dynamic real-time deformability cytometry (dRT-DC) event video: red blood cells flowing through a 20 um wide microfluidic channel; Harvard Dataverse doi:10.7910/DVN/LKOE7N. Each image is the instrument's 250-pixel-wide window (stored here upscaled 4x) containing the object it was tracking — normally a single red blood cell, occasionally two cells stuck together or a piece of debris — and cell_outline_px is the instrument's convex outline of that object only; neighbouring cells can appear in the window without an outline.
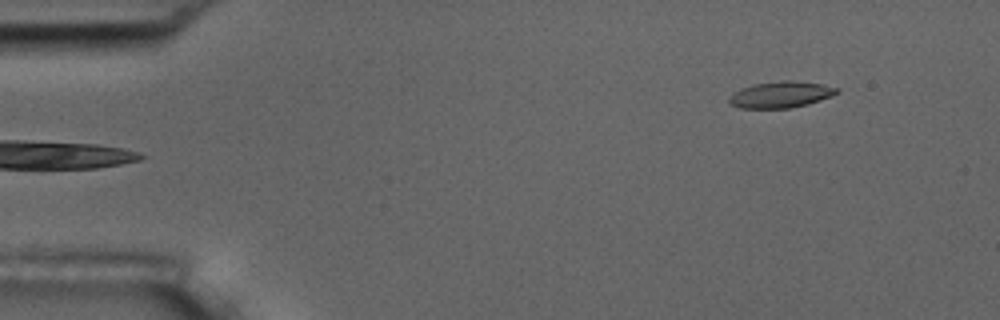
{"species": "common noctule bat (a hibernating species)", "species_latin": "Nyctalus noctula", "temperature_condition": "room temperature", "stored_images_in_passage": 6, "segment_of_instrument_passage": [2, 2], "camera_frame_rate_fps": 3000, "um_per_image_px": 0.085, "animal": {"sex": "male", "body_mass_g": 17.5, "forearm_length_mm": 52.3}, "frame": {"image": 1, "passage_image": 6, "time_ms": 1.667, "image_size_px": [1000, 320], "cell_outline_px": [[840, 92], [832, 96], [808, 104], [788, 108], [740, 108], [728, 104], [728, 96], [732, 92], [740, 88], [752, 84], [784, 80], [792, 80], [824, 84], [840, 88]], "centroid_in_image_um": [66.34, 8.03], "position_along_channel_um": 18.7, "area_um2": 16.88}}